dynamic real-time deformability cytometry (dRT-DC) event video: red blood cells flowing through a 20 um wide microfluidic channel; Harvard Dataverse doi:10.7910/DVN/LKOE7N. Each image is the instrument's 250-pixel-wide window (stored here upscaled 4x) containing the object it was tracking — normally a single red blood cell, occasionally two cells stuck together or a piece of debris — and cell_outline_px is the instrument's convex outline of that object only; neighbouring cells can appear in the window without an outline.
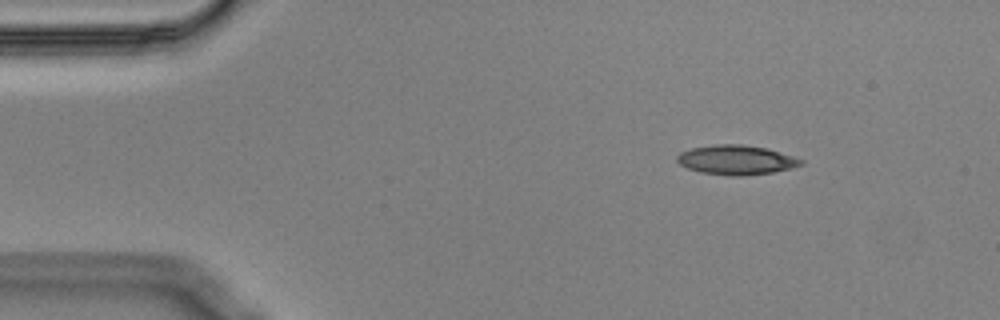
{"species": "Egyptian fruit bat (a non-hibernating species)", "species_latin": "Rousettus aegyptiacus", "temperature_condition": "cold", "stored_images_in_passage": 49, "segment_of_instrument_passage": [1, 2], "camera_frame_rate_fps": 3000, "um_per_image_px": 0.085, "animal": {"sex": "male"}, "frame": {"image": 1, "passage_image": 1, "time_ms": 0.0, "image_size_px": [1000, 320], "cell_outline_px": [[804, 164], [792, 168], [772, 172], [740, 176], [732, 176], [700, 172], [688, 168], [680, 164], [676, 160], [676, 156], [680, 152], [692, 148], [716, 144], [740, 144], [768, 148], [804, 160]], "centroid_in_image_um": [62.59, 13.59], "position_along_channel_um": 22.4, "area_um2": 21.27}}
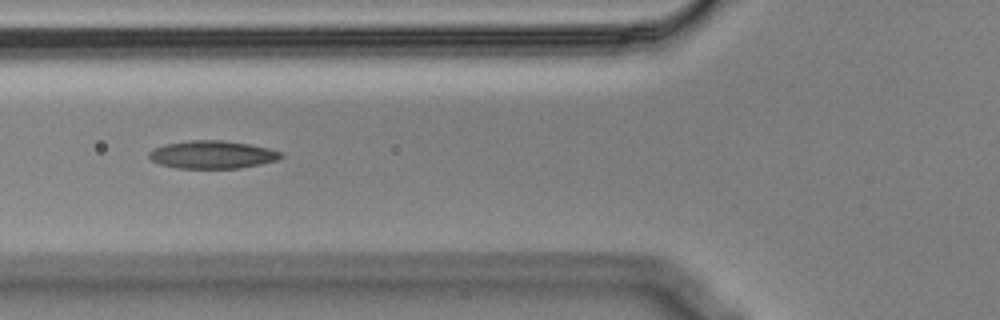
{"frame": {"image": 2, "passage_image": 14, "time_ms": 4.333, "image_size_px": [1000, 320], "cell_outline_px": [[284, 156], [276, 160], [260, 164], [240, 168], [176, 168], [160, 164], [152, 160], [148, 156], [148, 152], [164, 144], [192, 140], [220, 140], [248, 144], [268, 148], [284, 152]], "centroid_in_image_um": [18.06, 13.14], "position_along_channel_um": 107.7, "area_um2": 21.33}}
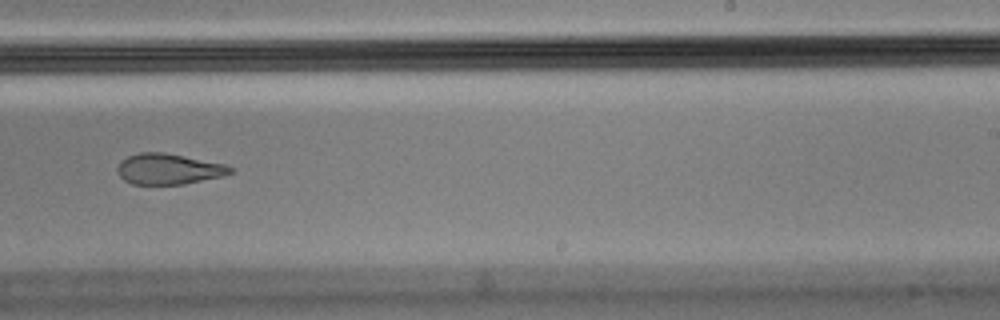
{"frame": {"image": 3, "passage_image": 28, "time_ms": 9.0, "image_size_px": [1000, 320], "cell_outline_px": [[236, 172], [220, 176], [184, 184], [132, 184], [124, 180], [120, 176], [116, 168], [128, 156], [140, 152], [164, 152], [224, 164], [236, 168]], "centroid_in_image_um": [14.36, 14.36], "position_along_channel_um": 274.6, "area_um2": 20.06}}